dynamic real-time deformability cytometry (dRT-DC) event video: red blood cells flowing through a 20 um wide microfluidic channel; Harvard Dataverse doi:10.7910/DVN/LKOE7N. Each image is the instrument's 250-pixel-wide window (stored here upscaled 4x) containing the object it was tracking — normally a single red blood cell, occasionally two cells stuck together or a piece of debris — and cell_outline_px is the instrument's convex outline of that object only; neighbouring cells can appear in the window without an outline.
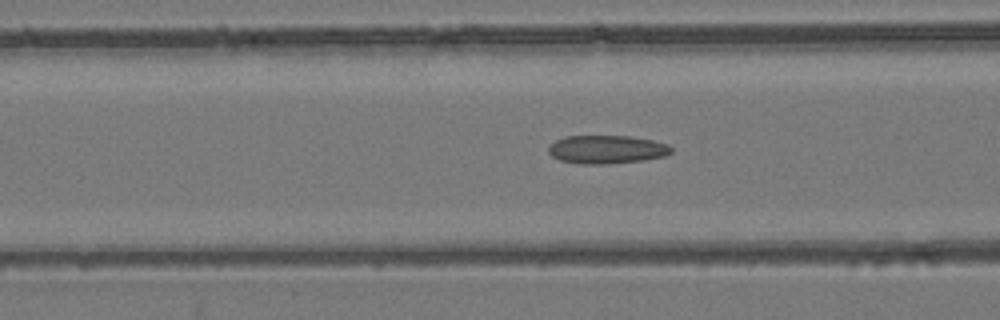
{"species": "common noctule bat (a hibernating species)", "species_latin": "Nyctalus noctula", "temperature_condition": "room temperature", "stored_images_in_passage": 54, "camera_frame_rate_fps": 3000, "um_per_image_px": 0.085, "animal": {"sex": "female", "body_mass_g": 24.6, "forearm_length_mm": 56.2}, "frame": {"image": 1, "passage_image": 21, "time_ms": 6.667, "image_size_px": [1000, 320], "cell_outline_px": [[672, 152], [664, 156], [644, 160], [608, 164], [580, 164], [560, 160], [552, 156], [548, 152], [548, 148], [556, 140], [564, 136], [632, 136], [652, 140], [668, 144], [672, 148]], "centroid_in_image_um": [51.58, 12.7], "position_along_channel_um": 115.0, "area_um2": 20.35}}
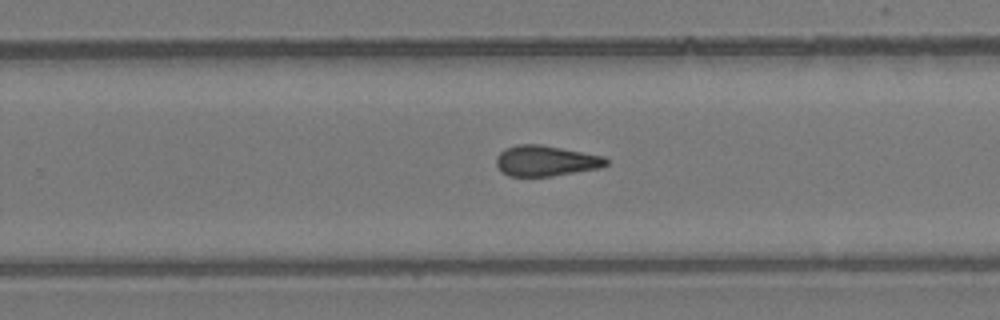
{"frame": {"image": 2, "passage_image": 34, "time_ms": 11.0, "image_size_px": [1000, 320], "cell_outline_px": [[608, 164], [600, 168], [552, 176], [508, 176], [500, 172], [496, 164], [496, 156], [504, 148], [516, 144], [540, 144], [604, 156], [608, 160]], "centroid_in_image_um": [46.36, 13.67], "position_along_channel_um": 283.4, "area_um2": 19.77}}
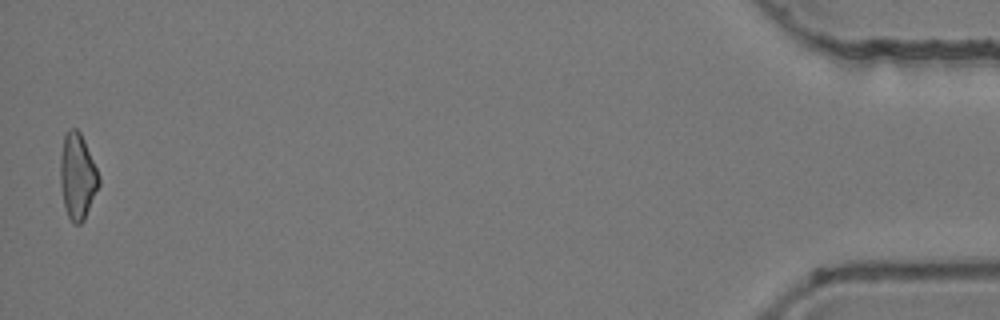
{"frame": {"image": 3, "passage_image": 53, "time_ms": 17.333, "image_size_px": [1000, 320], "cell_outline_px": [[100, 184], [84, 220], [80, 224], [72, 224], [68, 216], [64, 204], [60, 184], [60, 156], [64, 132], [68, 128], [76, 128], [80, 132], [84, 140], [100, 176]], "centroid_in_image_um": [6.57, 14.97], "position_along_channel_um": 428.6, "area_um2": 19.48}, "authors_computed_cell_mechanics": {"area_um2": 19.9699, "velocity_mm_per_s": 3.8891, "shape_relaxation_time_tau1_ms": null, "shape_relaxation_time_tau2_ms": 2.6641, "deformation_change_tau1": null, "deformation_change_tau2": 0.1176}}